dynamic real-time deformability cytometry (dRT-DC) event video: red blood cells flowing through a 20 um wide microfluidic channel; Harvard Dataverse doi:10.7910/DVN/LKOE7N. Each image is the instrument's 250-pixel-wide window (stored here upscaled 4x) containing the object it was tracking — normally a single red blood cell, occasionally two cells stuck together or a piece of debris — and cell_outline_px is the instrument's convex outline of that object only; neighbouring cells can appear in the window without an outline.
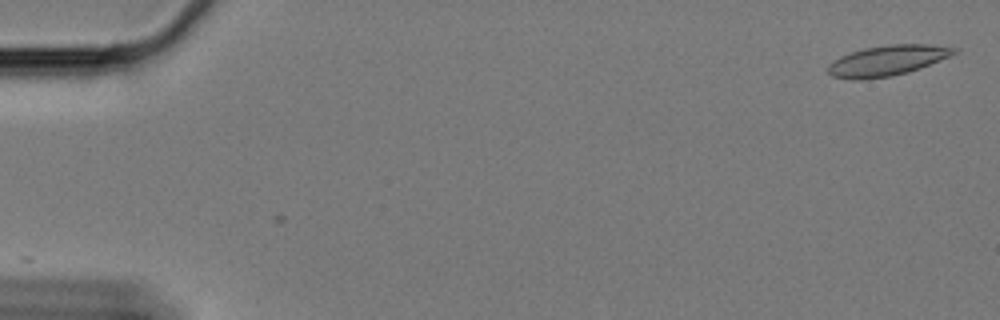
{"species": "Egyptian fruit bat (a non-hibernating species)", "species_latin": "Rousettus aegyptiacus", "temperature_condition": "cold", "stored_images_in_passage": 60, "camera_frame_rate_fps": 3000, "um_per_image_px": 0.085, "animal": {"sex": "female"}, "frame": {"image": 1, "passage_image": 1, "time_ms": 0.0, "image_size_px": [1000, 320], "cell_outline_px": [[960, 48], [956, 52], [948, 56], [920, 68], [908, 72], [892, 76], [860, 80], [832, 76], [828, 72], [828, 64], [840, 56], [864, 48], [888, 44], [928, 44]], "centroid_in_image_um": [75.41, 5.14], "position_along_channel_um": 9.6, "area_um2": 22.14}}
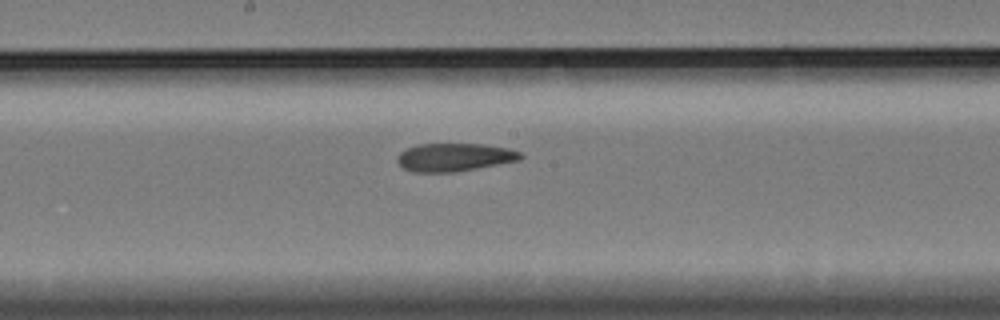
{"frame": {"image": 2, "passage_image": 32, "time_ms": 10.333, "image_size_px": [1000, 320], "cell_outline_px": [[524, 156], [520, 160], [456, 172], [412, 172], [404, 168], [396, 160], [396, 156], [404, 148], [416, 144], [484, 144], [508, 148], [520, 152]], "centroid_in_image_um": [38.59, 13.36], "position_along_channel_um": 209.6, "area_um2": 20.35}}
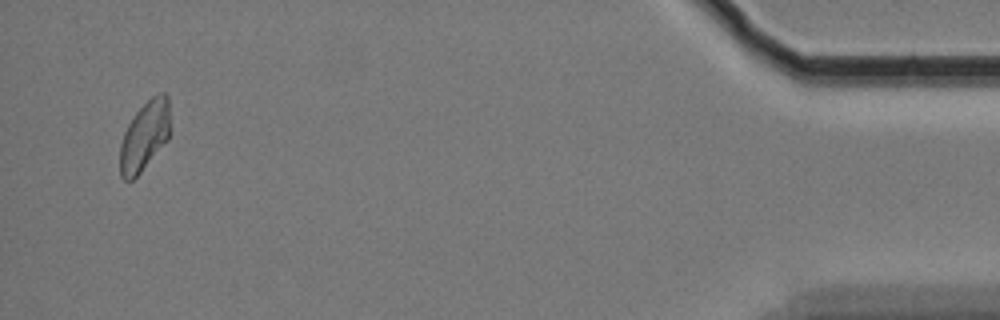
{"frame": {"image": 3, "passage_image": 58, "time_ms": 19.0, "image_size_px": [1000, 320], "cell_outline_px": [[168, 140], [140, 172], [132, 180], [124, 180], [120, 176], [120, 144], [124, 132], [128, 124], [136, 112], [156, 92], [164, 92], [168, 96]], "centroid_in_image_um": [12.27, 11.55], "position_along_channel_um": 422.9, "area_um2": 20.0}, "authors_computed_cell_mechanics": {"area_um2": 20.9525, "velocity_mm_per_s": 3.3215, "shape_relaxation_time_tau1_ms": null, "shape_relaxation_time_tau2_ms": 3.1287, "deformation_change_tau1": null, "deformation_change_tau2": 0.1029}}